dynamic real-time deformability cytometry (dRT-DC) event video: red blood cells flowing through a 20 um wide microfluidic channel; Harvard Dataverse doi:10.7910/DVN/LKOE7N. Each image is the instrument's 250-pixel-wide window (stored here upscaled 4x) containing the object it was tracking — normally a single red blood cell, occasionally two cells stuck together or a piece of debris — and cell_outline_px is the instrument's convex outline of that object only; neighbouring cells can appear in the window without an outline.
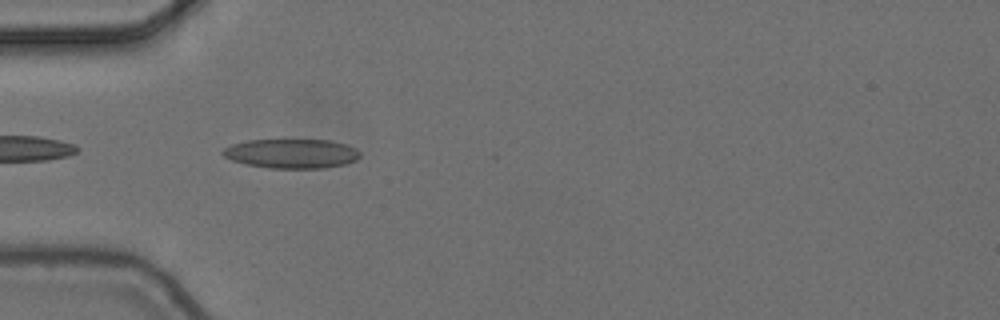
{"species": "common noctule bat (a hibernating species)", "species_latin": "Nyctalus noctula", "temperature_condition": "cold", "stored_images_in_passage": 5, "camera_frame_rate_fps": 3000, "um_per_image_px": 0.085, "animal": {"sex": "female", "body_mass_g": 24.6, "forearm_length_mm": 56.2}, "frame": {"image": 1, "passage_image": 4, "time_ms": 1.0, "image_size_px": [1000, 320], "cell_outline_px": [[360, 156], [356, 160], [344, 164], [324, 168], [268, 168], [244, 164], [232, 160], [224, 156], [220, 152], [224, 148], [232, 144], [248, 140], [328, 140], [348, 144], [356, 148], [360, 152]], "centroid_in_image_um": [24.78, 13.05], "position_along_channel_um": 60.2, "area_um2": 23.58}}
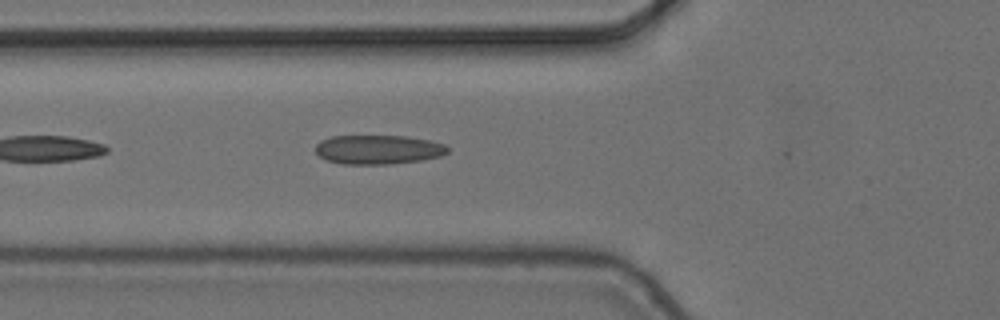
{"frame": {"image": 2, "passage_image": 5, "time_ms": 1.333, "image_size_px": [1000, 320], "cell_outline_px": [[448, 152], [440, 156], [420, 160], [388, 164], [340, 164], [324, 160], [316, 152], [316, 144], [320, 140], [332, 136], [408, 136], [428, 140], [444, 144], [448, 148]], "centroid_in_image_um": [32.1, 12.71], "position_along_channel_um": 93.7, "area_um2": 22.48}}